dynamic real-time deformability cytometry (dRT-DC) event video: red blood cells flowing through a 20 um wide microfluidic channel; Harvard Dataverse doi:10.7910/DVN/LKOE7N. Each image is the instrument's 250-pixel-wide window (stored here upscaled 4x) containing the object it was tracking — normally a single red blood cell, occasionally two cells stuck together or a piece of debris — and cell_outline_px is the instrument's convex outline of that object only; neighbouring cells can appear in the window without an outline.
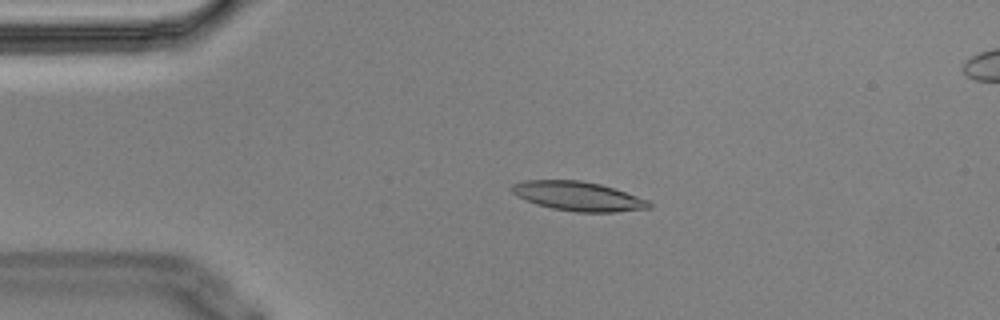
{"species": "Egyptian fruit bat (a non-hibernating species)", "species_latin": "Rousettus aegyptiacus", "temperature_condition": "cold", "stored_images_in_passage": 5, "camera_frame_rate_fps": 3000, "um_per_image_px": 0.085, "animal": {"sex": "male"}, "frame": {"image": 1, "passage_image": 3, "time_ms": 0.667, "image_size_px": [1000, 320], "cell_outline_px": [[652, 208], [612, 212], [576, 212], [552, 208], [536, 204], [516, 196], [512, 192], [512, 184], [524, 180], [580, 180], [600, 184], [648, 200], [652, 204]], "centroid_in_image_um": [49.12, 16.68], "position_along_channel_um": 35.9, "area_um2": 23.24}}